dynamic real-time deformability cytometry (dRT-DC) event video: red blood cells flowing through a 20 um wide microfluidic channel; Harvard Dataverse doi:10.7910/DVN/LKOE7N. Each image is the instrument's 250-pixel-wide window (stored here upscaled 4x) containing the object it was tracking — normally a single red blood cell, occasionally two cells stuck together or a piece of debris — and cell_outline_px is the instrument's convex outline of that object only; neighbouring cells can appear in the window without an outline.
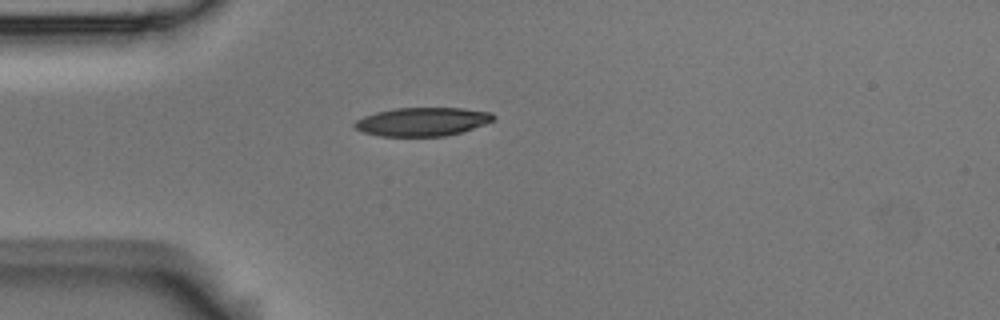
{"species": "Egyptian fruit bat (a non-hibernating species)", "species_latin": "Rousettus aegyptiacus", "temperature_condition": "room temperature", "stored_images_in_passage": 2, "camera_frame_rate_fps": 3000, "um_per_image_px": 0.085, "animal": {"sex": "male"}, "frame": {"image": 1, "passage_image": 1, "time_ms": 0.0, "image_size_px": [1000, 320], "cell_outline_px": [[496, 116], [492, 120], [484, 124], [460, 132], [444, 136], [380, 136], [360, 132], [352, 124], [356, 120], [364, 116], [376, 112], [396, 108], [464, 108], [492, 112]], "centroid_in_image_um": [35.87, 10.34], "position_along_channel_um": 49.1, "area_um2": 23.06}}